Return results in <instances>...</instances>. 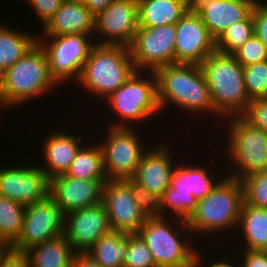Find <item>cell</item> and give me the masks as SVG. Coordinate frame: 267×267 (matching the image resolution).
I'll list each match as a JSON object with an SVG mask.
<instances>
[{
	"label": "cell",
	"mask_w": 267,
	"mask_h": 267,
	"mask_svg": "<svg viewBox=\"0 0 267 267\" xmlns=\"http://www.w3.org/2000/svg\"><path fill=\"white\" fill-rule=\"evenodd\" d=\"M162 143L157 147H151L143 155L140 165L137 168L134 180L145 186L148 191L160 199L164 191L170 186L171 177L175 168V161H172L171 147Z\"/></svg>",
	"instance_id": "cell-20"
},
{
	"label": "cell",
	"mask_w": 267,
	"mask_h": 267,
	"mask_svg": "<svg viewBox=\"0 0 267 267\" xmlns=\"http://www.w3.org/2000/svg\"><path fill=\"white\" fill-rule=\"evenodd\" d=\"M106 141L99 144L103 151L104 169L108 180L132 178L147 147L134 127H108ZM102 142V143H101ZM143 148V149H142Z\"/></svg>",
	"instance_id": "cell-11"
},
{
	"label": "cell",
	"mask_w": 267,
	"mask_h": 267,
	"mask_svg": "<svg viewBox=\"0 0 267 267\" xmlns=\"http://www.w3.org/2000/svg\"><path fill=\"white\" fill-rule=\"evenodd\" d=\"M210 1L211 0H186L187 11L196 12L204 3Z\"/></svg>",
	"instance_id": "cell-44"
},
{
	"label": "cell",
	"mask_w": 267,
	"mask_h": 267,
	"mask_svg": "<svg viewBox=\"0 0 267 267\" xmlns=\"http://www.w3.org/2000/svg\"><path fill=\"white\" fill-rule=\"evenodd\" d=\"M220 179L222 181L220 180L206 197L198 201L195 211L186 220L193 235H219L220 231L222 233L234 228L236 230L238 227L244 203L242 181L230 176Z\"/></svg>",
	"instance_id": "cell-4"
},
{
	"label": "cell",
	"mask_w": 267,
	"mask_h": 267,
	"mask_svg": "<svg viewBox=\"0 0 267 267\" xmlns=\"http://www.w3.org/2000/svg\"><path fill=\"white\" fill-rule=\"evenodd\" d=\"M157 81V99L161 110L170 104L206 115L214 114L209 87L200 65L175 63L154 71ZM170 102V104H169ZM208 112V114H207Z\"/></svg>",
	"instance_id": "cell-1"
},
{
	"label": "cell",
	"mask_w": 267,
	"mask_h": 267,
	"mask_svg": "<svg viewBox=\"0 0 267 267\" xmlns=\"http://www.w3.org/2000/svg\"><path fill=\"white\" fill-rule=\"evenodd\" d=\"M254 34L252 13L245 19L233 23L216 40V51L233 54Z\"/></svg>",
	"instance_id": "cell-31"
},
{
	"label": "cell",
	"mask_w": 267,
	"mask_h": 267,
	"mask_svg": "<svg viewBox=\"0 0 267 267\" xmlns=\"http://www.w3.org/2000/svg\"><path fill=\"white\" fill-rule=\"evenodd\" d=\"M241 117L267 134V98L251 99Z\"/></svg>",
	"instance_id": "cell-37"
},
{
	"label": "cell",
	"mask_w": 267,
	"mask_h": 267,
	"mask_svg": "<svg viewBox=\"0 0 267 267\" xmlns=\"http://www.w3.org/2000/svg\"><path fill=\"white\" fill-rule=\"evenodd\" d=\"M267 254V246L263 250Z\"/></svg>",
	"instance_id": "cell-47"
},
{
	"label": "cell",
	"mask_w": 267,
	"mask_h": 267,
	"mask_svg": "<svg viewBox=\"0 0 267 267\" xmlns=\"http://www.w3.org/2000/svg\"><path fill=\"white\" fill-rule=\"evenodd\" d=\"M65 175L73 179L98 180L105 184L108 178L100 144L82 146Z\"/></svg>",
	"instance_id": "cell-27"
},
{
	"label": "cell",
	"mask_w": 267,
	"mask_h": 267,
	"mask_svg": "<svg viewBox=\"0 0 267 267\" xmlns=\"http://www.w3.org/2000/svg\"><path fill=\"white\" fill-rule=\"evenodd\" d=\"M241 231L245 238L244 249L264 250L267 246V209L242 205L238 222V232Z\"/></svg>",
	"instance_id": "cell-26"
},
{
	"label": "cell",
	"mask_w": 267,
	"mask_h": 267,
	"mask_svg": "<svg viewBox=\"0 0 267 267\" xmlns=\"http://www.w3.org/2000/svg\"><path fill=\"white\" fill-rule=\"evenodd\" d=\"M129 187L139 208L147 217L160 216V198L133 178L122 179Z\"/></svg>",
	"instance_id": "cell-35"
},
{
	"label": "cell",
	"mask_w": 267,
	"mask_h": 267,
	"mask_svg": "<svg viewBox=\"0 0 267 267\" xmlns=\"http://www.w3.org/2000/svg\"><path fill=\"white\" fill-rule=\"evenodd\" d=\"M244 202L247 205L267 209V170L242 179Z\"/></svg>",
	"instance_id": "cell-33"
},
{
	"label": "cell",
	"mask_w": 267,
	"mask_h": 267,
	"mask_svg": "<svg viewBox=\"0 0 267 267\" xmlns=\"http://www.w3.org/2000/svg\"><path fill=\"white\" fill-rule=\"evenodd\" d=\"M243 259L239 267H267V254L262 250L243 249Z\"/></svg>",
	"instance_id": "cell-41"
},
{
	"label": "cell",
	"mask_w": 267,
	"mask_h": 267,
	"mask_svg": "<svg viewBox=\"0 0 267 267\" xmlns=\"http://www.w3.org/2000/svg\"><path fill=\"white\" fill-rule=\"evenodd\" d=\"M65 0H27L32 10L37 15L41 27H44L48 21L61 8Z\"/></svg>",
	"instance_id": "cell-38"
},
{
	"label": "cell",
	"mask_w": 267,
	"mask_h": 267,
	"mask_svg": "<svg viewBox=\"0 0 267 267\" xmlns=\"http://www.w3.org/2000/svg\"><path fill=\"white\" fill-rule=\"evenodd\" d=\"M169 216L148 217L137 232L149 248L156 266L202 267L204 263L201 260L204 262V259L200 257L201 251L193 247L192 240L188 242L181 234V231L186 232V235L189 233V236L192 234L186 220L177 217L173 219L172 216L174 224ZM177 223H180L179 227L182 228L179 229Z\"/></svg>",
	"instance_id": "cell-2"
},
{
	"label": "cell",
	"mask_w": 267,
	"mask_h": 267,
	"mask_svg": "<svg viewBox=\"0 0 267 267\" xmlns=\"http://www.w3.org/2000/svg\"><path fill=\"white\" fill-rule=\"evenodd\" d=\"M83 136H72L70 133L60 131L51 132L43 143L44 165L40 168L51 179L57 175L65 174L76 154L82 147Z\"/></svg>",
	"instance_id": "cell-23"
},
{
	"label": "cell",
	"mask_w": 267,
	"mask_h": 267,
	"mask_svg": "<svg viewBox=\"0 0 267 267\" xmlns=\"http://www.w3.org/2000/svg\"><path fill=\"white\" fill-rule=\"evenodd\" d=\"M243 78L250 100L267 98V61L243 66Z\"/></svg>",
	"instance_id": "cell-32"
},
{
	"label": "cell",
	"mask_w": 267,
	"mask_h": 267,
	"mask_svg": "<svg viewBox=\"0 0 267 267\" xmlns=\"http://www.w3.org/2000/svg\"><path fill=\"white\" fill-rule=\"evenodd\" d=\"M175 39L176 24L138 27L134 41L129 46L137 71L147 74L162 66L175 64Z\"/></svg>",
	"instance_id": "cell-12"
},
{
	"label": "cell",
	"mask_w": 267,
	"mask_h": 267,
	"mask_svg": "<svg viewBox=\"0 0 267 267\" xmlns=\"http://www.w3.org/2000/svg\"><path fill=\"white\" fill-rule=\"evenodd\" d=\"M257 0H211L204 3L196 13L217 40L227 27L245 20Z\"/></svg>",
	"instance_id": "cell-21"
},
{
	"label": "cell",
	"mask_w": 267,
	"mask_h": 267,
	"mask_svg": "<svg viewBox=\"0 0 267 267\" xmlns=\"http://www.w3.org/2000/svg\"><path fill=\"white\" fill-rule=\"evenodd\" d=\"M91 36L93 35L67 34L42 36V39L38 37L37 42L43 47L48 58L50 76L59 86L61 83L66 85L69 80L78 81L89 52L95 44Z\"/></svg>",
	"instance_id": "cell-10"
},
{
	"label": "cell",
	"mask_w": 267,
	"mask_h": 267,
	"mask_svg": "<svg viewBox=\"0 0 267 267\" xmlns=\"http://www.w3.org/2000/svg\"><path fill=\"white\" fill-rule=\"evenodd\" d=\"M123 267H157L149 248L137 233H127V253L123 258Z\"/></svg>",
	"instance_id": "cell-34"
},
{
	"label": "cell",
	"mask_w": 267,
	"mask_h": 267,
	"mask_svg": "<svg viewBox=\"0 0 267 267\" xmlns=\"http://www.w3.org/2000/svg\"><path fill=\"white\" fill-rule=\"evenodd\" d=\"M216 51V40L196 12H188L176 23V63L200 65Z\"/></svg>",
	"instance_id": "cell-17"
},
{
	"label": "cell",
	"mask_w": 267,
	"mask_h": 267,
	"mask_svg": "<svg viewBox=\"0 0 267 267\" xmlns=\"http://www.w3.org/2000/svg\"><path fill=\"white\" fill-rule=\"evenodd\" d=\"M200 67L209 87L216 118L227 121L226 118L241 116L250 101L245 90L243 66L232 54L214 51Z\"/></svg>",
	"instance_id": "cell-5"
},
{
	"label": "cell",
	"mask_w": 267,
	"mask_h": 267,
	"mask_svg": "<svg viewBox=\"0 0 267 267\" xmlns=\"http://www.w3.org/2000/svg\"><path fill=\"white\" fill-rule=\"evenodd\" d=\"M0 267H31L26 252L6 248L0 254Z\"/></svg>",
	"instance_id": "cell-40"
},
{
	"label": "cell",
	"mask_w": 267,
	"mask_h": 267,
	"mask_svg": "<svg viewBox=\"0 0 267 267\" xmlns=\"http://www.w3.org/2000/svg\"><path fill=\"white\" fill-rule=\"evenodd\" d=\"M75 253L64 234L26 251L31 267H71Z\"/></svg>",
	"instance_id": "cell-25"
},
{
	"label": "cell",
	"mask_w": 267,
	"mask_h": 267,
	"mask_svg": "<svg viewBox=\"0 0 267 267\" xmlns=\"http://www.w3.org/2000/svg\"><path fill=\"white\" fill-rule=\"evenodd\" d=\"M144 72L136 71L122 86L105 98L109 109L120 117L119 122L113 120L108 127H133L131 122L143 123L150 116L159 115V111L163 113L157 99L155 73L149 71L150 75L146 76Z\"/></svg>",
	"instance_id": "cell-7"
},
{
	"label": "cell",
	"mask_w": 267,
	"mask_h": 267,
	"mask_svg": "<svg viewBox=\"0 0 267 267\" xmlns=\"http://www.w3.org/2000/svg\"><path fill=\"white\" fill-rule=\"evenodd\" d=\"M257 0L252 10L254 34L267 48V0Z\"/></svg>",
	"instance_id": "cell-39"
},
{
	"label": "cell",
	"mask_w": 267,
	"mask_h": 267,
	"mask_svg": "<svg viewBox=\"0 0 267 267\" xmlns=\"http://www.w3.org/2000/svg\"><path fill=\"white\" fill-rule=\"evenodd\" d=\"M232 55L242 66H248L267 61V48L261 39L253 34Z\"/></svg>",
	"instance_id": "cell-36"
},
{
	"label": "cell",
	"mask_w": 267,
	"mask_h": 267,
	"mask_svg": "<svg viewBox=\"0 0 267 267\" xmlns=\"http://www.w3.org/2000/svg\"><path fill=\"white\" fill-rule=\"evenodd\" d=\"M83 3L95 16L108 7L114 0H79Z\"/></svg>",
	"instance_id": "cell-43"
},
{
	"label": "cell",
	"mask_w": 267,
	"mask_h": 267,
	"mask_svg": "<svg viewBox=\"0 0 267 267\" xmlns=\"http://www.w3.org/2000/svg\"><path fill=\"white\" fill-rule=\"evenodd\" d=\"M179 165L175 166L170 186L160 200V216L174 214V217L187 220L195 211L198 201L206 197L220 179L216 182L207 168L201 165Z\"/></svg>",
	"instance_id": "cell-8"
},
{
	"label": "cell",
	"mask_w": 267,
	"mask_h": 267,
	"mask_svg": "<svg viewBox=\"0 0 267 267\" xmlns=\"http://www.w3.org/2000/svg\"><path fill=\"white\" fill-rule=\"evenodd\" d=\"M103 185L98 180L73 179L61 174L50 179V197L65 216L101 203Z\"/></svg>",
	"instance_id": "cell-19"
},
{
	"label": "cell",
	"mask_w": 267,
	"mask_h": 267,
	"mask_svg": "<svg viewBox=\"0 0 267 267\" xmlns=\"http://www.w3.org/2000/svg\"><path fill=\"white\" fill-rule=\"evenodd\" d=\"M111 226L103 203L64 216V235L76 253H86Z\"/></svg>",
	"instance_id": "cell-18"
},
{
	"label": "cell",
	"mask_w": 267,
	"mask_h": 267,
	"mask_svg": "<svg viewBox=\"0 0 267 267\" xmlns=\"http://www.w3.org/2000/svg\"><path fill=\"white\" fill-rule=\"evenodd\" d=\"M138 27V1L114 0L95 16L94 33L103 39L94 43L130 46Z\"/></svg>",
	"instance_id": "cell-14"
},
{
	"label": "cell",
	"mask_w": 267,
	"mask_h": 267,
	"mask_svg": "<svg viewBox=\"0 0 267 267\" xmlns=\"http://www.w3.org/2000/svg\"><path fill=\"white\" fill-rule=\"evenodd\" d=\"M71 267H102L87 253H75Z\"/></svg>",
	"instance_id": "cell-42"
},
{
	"label": "cell",
	"mask_w": 267,
	"mask_h": 267,
	"mask_svg": "<svg viewBox=\"0 0 267 267\" xmlns=\"http://www.w3.org/2000/svg\"><path fill=\"white\" fill-rule=\"evenodd\" d=\"M58 86L50 76L48 58L36 42L28 52L0 74V108L16 107Z\"/></svg>",
	"instance_id": "cell-3"
},
{
	"label": "cell",
	"mask_w": 267,
	"mask_h": 267,
	"mask_svg": "<svg viewBox=\"0 0 267 267\" xmlns=\"http://www.w3.org/2000/svg\"><path fill=\"white\" fill-rule=\"evenodd\" d=\"M64 234V215L49 196L46 200L26 206L22 231L10 247L26 252L31 247Z\"/></svg>",
	"instance_id": "cell-13"
},
{
	"label": "cell",
	"mask_w": 267,
	"mask_h": 267,
	"mask_svg": "<svg viewBox=\"0 0 267 267\" xmlns=\"http://www.w3.org/2000/svg\"><path fill=\"white\" fill-rule=\"evenodd\" d=\"M229 137L228 161L236 171H229L228 176L242 180L254 173L267 170V134L249 124L241 116L227 118ZM233 160V161H232ZM233 172V173H232Z\"/></svg>",
	"instance_id": "cell-9"
},
{
	"label": "cell",
	"mask_w": 267,
	"mask_h": 267,
	"mask_svg": "<svg viewBox=\"0 0 267 267\" xmlns=\"http://www.w3.org/2000/svg\"><path fill=\"white\" fill-rule=\"evenodd\" d=\"M0 195L25 206L50 196V178L40 166H11L0 169Z\"/></svg>",
	"instance_id": "cell-15"
},
{
	"label": "cell",
	"mask_w": 267,
	"mask_h": 267,
	"mask_svg": "<svg viewBox=\"0 0 267 267\" xmlns=\"http://www.w3.org/2000/svg\"><path fill=\"white\" fill-rule=\"evenodd\" d=\"M139 27L176 24L187 11L186 0H137Z\"/></svg>",
	"instance_id": "cell-24"
},
{
	"label": "cell",
	"mask_w": 267,
	"mask_h": 267,
	"mask_svg": "<svg viewBox=\"0 0 267 267\" xmlns=\"http://www.w3.org/2000/svg\"><path fill=\"white\" fill-rule=\"evenodd\" d=\"M26 206L0 195V242L10 248L19 238Z\"/></svg>",
	"instance_id": "cell-30"
},
{
	"label": "cell",
	"mask_w": 267,
	"mask_h": 267,
	"mask_svg": "<svg viewBox=\"0 0 267 267\" xmlns=\"http://www.w3.org/2000/svg\"><path fill=\"white\" fill-rule=\"evenodd\" d=\"M136 71L129 46L94 44L77 82L90 94L105 99Z\"/></svg>",
	"instance_id": "cell-6"
},
{
	"label": "cell",
	"mask_w": 267,
	"mask_h": 267,
	"mask_svg": "<svg viewBox=\"0 0 267 267\" xmlns=\"http://www.w3.org/2000/svg\"><path fill=\"white\" fill-rule=\"evenodd\" d=\"M102 203L112 230L137 233L148 218L123 180L106 181L102 188Z\"/></svg>",
	"instance_id": "cell-16"
},
{
	"label": "cell",
	"mask_w": 267,
	"mask_h": 267,
	"mask_svg": "<svg viewBox=\"0 0 267 267\" xmlns=\"http://www.w3.org/2000/svg\"><path fill=\"white\" fill-rule=\"evenodd\" d=\"M227 259L228 258H226V260H225V258L221 259L223 261H221V260L215 261V262L213 261V262H211L212 264L209 265V267H239V263H233L231 260L229 262V260H227Z\"/></svg>",
	"instance_id": "cell-45"
},
{
	"label": "cell",
	"mask_w": 267,
	"mask_h": 267,
	"mask_svg": "<svg viewBox=\"0 0 267 267\" xmlns=\"http://www.w3.org/2000/svg\"><path fill=\"white\" fill-rule=\"evenodd\" d=\"M0 23V74L23 57L38 37Z\"/></svg>",
	"instance_id": "cell-28"
},
{
	"label": "cell",
	"mask_w": 267,
	"mask_h": 267,
	"mask_svg": "<svg viewBox=\"0 0 267 267\" xmlns=\"http://www.w3.org/2000/svg\"><path fill=\"white\" fill-rule=\"evenodd\" d=\"M86 253L102 267H123L127 253V233L111 230L89 248Z\"/></svg>",
	"instance_id": "cell-29"
},
{
	"label": "cell",
	"mask_w": 267,
	"mask_h": 267,
	"mask_svg": "<svg viewBox=\"0 0 267 267\" xmlns=\"http://www.w3.org/2000/svg\"><path fill=\"white\" fill-rule=\"evenodd\" d=\"M6 249V247L0 242V254Z\"/></svg>",
	"instance_id": "cell-46"
},
{
	"label": "cell",
	"mask_w": 267,
	"mask_h": 267,
	"mask_svg": "<svg viewBox=\"0 0 267 267\" xmlns=\"http://www.w3.org/2000/svg\"><path fill=\"white\" fill-rule=\"evenodd\" d=\"M42 29L41 36L92 35L95 31V15L79 0H65Z\"/></svg>",
	"instance_id": "cell-22"
}]
</instances>
